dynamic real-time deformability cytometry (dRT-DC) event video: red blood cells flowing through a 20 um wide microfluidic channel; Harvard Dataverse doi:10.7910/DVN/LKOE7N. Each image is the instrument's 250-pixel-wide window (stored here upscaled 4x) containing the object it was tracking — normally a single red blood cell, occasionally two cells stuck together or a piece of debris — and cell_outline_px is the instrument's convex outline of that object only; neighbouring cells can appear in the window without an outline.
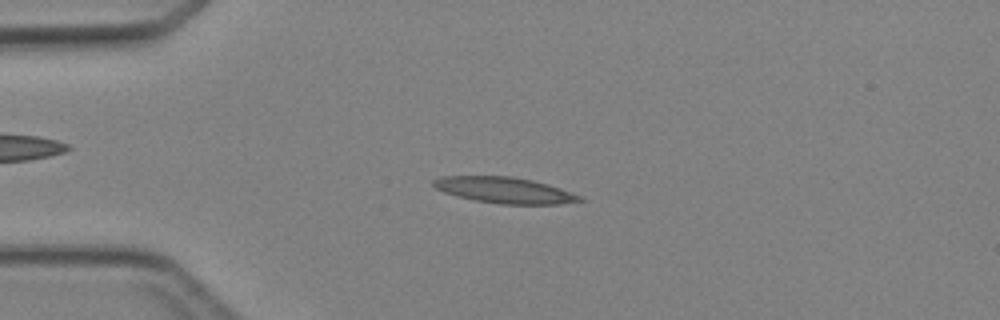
{"species": "Egyptian fruit bat (a non-hibernating species)", "species_latin": "Rousettus aegyptiacus", "temperature_condition": "cold", "stored_images_in_passage": 4, "camera_frame_rate_fps": 3000, "um_per_image_px": 0.085, "animal": {"sex": "female"}, "frame": {"image": 1, "passage_image": 2, "time_ms": 1.333, "image_size_px": [1000, 320], "cell_outline_px": [[588, 200], [560, 204], [500, 204], [472, 200], [456, 196], [444, 192], [436, 188], [432, 184], [432, 180], [440, 176], [512, 176], [532, 180], [548, 184], [584, 196]], "centroid_in_image_um": [42.92, 16.17], "position_along_channel_um": 42.1, "area_um2": 22.48}}
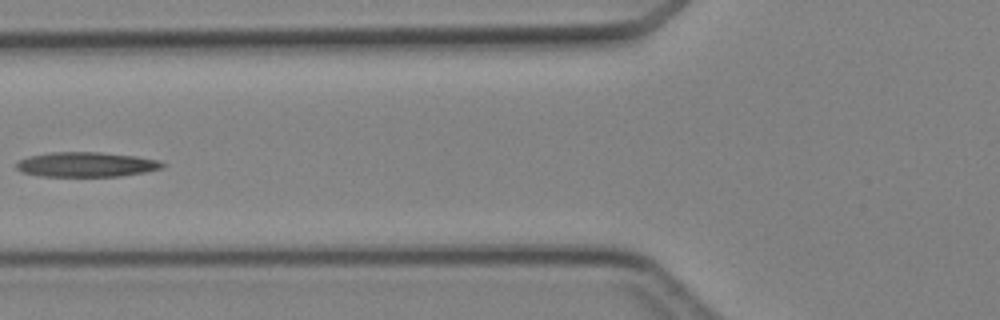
{"frame": {"image": 2, "passage_image": 4, "time_ms": 3.667, "image_size_px": [1000, 320], "cell_outline_px": [[164, 164], [160, 168], [144, 172], [120, 176], [40, 176], [20, 172], [16, 168], [16, 164], [20, 160], [28, 156], [52, 152], [100, 152], [136, 156], [156, 160]], "centroid_in_image_um": [7.26, 13.98], "position_along_channel_um": 118.5, "area_um2": 20.92}}